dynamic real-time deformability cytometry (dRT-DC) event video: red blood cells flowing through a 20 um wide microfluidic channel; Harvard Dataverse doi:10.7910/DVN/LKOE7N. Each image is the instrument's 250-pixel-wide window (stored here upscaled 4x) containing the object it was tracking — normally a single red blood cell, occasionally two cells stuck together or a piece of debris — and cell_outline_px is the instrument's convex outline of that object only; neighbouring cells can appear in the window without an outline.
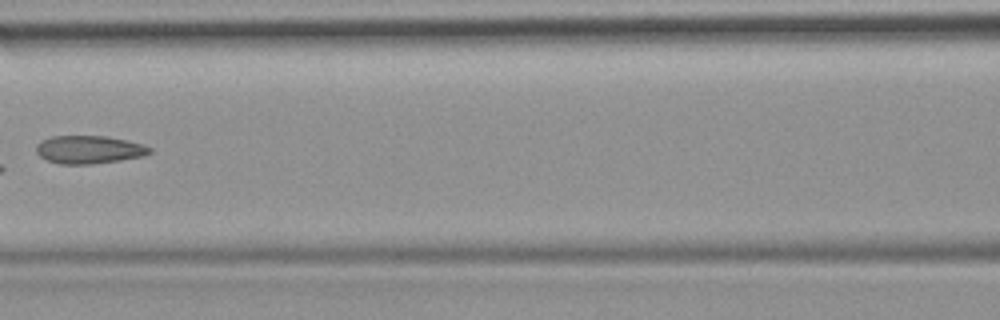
{"species": "common noctule bat (a hibernating species)", "species_latin": "Nyctalus noctula", "temperature_condition": "room temperature", "stored_images_in_passage": 7, "camera_frame_rate_fps": 3000, "um_per_image_px": 0.085, "animal": {"sex": "female", "body_mass_g": 19.9}, "frame": {"image": 1, "passage_image": 7, "time_ms": 7.0, "image_size_px": [1000, 320], "cell_outline_px": [[152, 152], [144, 156], [120, 160], [92, 164], [60, 164], [48, 160], [40, 156], [36, 152], [36, 144], [40, 140], [52, 136], [104, 136], [144, 144], [152, 148]], "centroid_in_image_um": [7.56, 12.71], "position_along_channel_um": 159.0, "area_um2": 18.55}}